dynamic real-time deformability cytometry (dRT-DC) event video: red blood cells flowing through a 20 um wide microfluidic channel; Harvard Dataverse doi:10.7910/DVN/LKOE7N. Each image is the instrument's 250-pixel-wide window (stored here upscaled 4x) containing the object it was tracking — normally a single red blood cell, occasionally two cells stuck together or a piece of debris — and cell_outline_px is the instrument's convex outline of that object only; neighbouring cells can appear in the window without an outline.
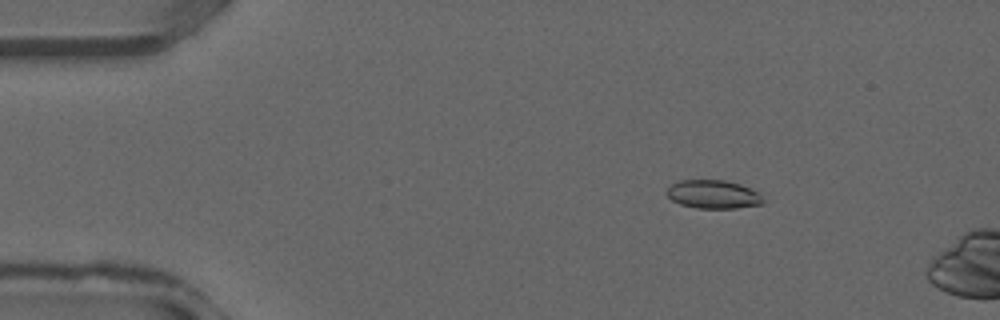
{"species": "common noctule bat (a hibernating species)", "species_latin": "Nyctalus noctula", "temperature_condition": "warm", "stored_images_in_passage": 8, "camera_frame_rate_fps": 3000, "um_per_image_px": 0.085, "animal": {"sex": "male", "forearm_length_mm": 52.5}, "frame": {"image": 1, "passage_image": 5, "time_ms": 1.333, "image_size_px": [1000, 320], "cell_outline_px": [[764, 204], [736, 208], [696, 208], [680, 204], [672, 200], [668, 196], [668, 188], [672, 184], [680, 180], [724, 180], [740, 184], [760, 192], [764, 200]], "centroid_in_image_um": [60.67, 16.52], "position_along_channel_um": 24.3, "area_um2": 16.01}}